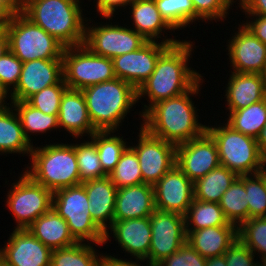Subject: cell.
I'll return each instance as SVG.
<instances>
[{
  "mask_svg": "<svg viewBox=\"0 0 266 266\" xmlns=\"http://www.w3.org/2000/svg\"><path fill=\"white\" fill-rule=\"evenodd\" d=\"M202 82L203 78L182 95L153 104L142 115L144 122L141 124L142 127L152 136L174 145L202 135L206 131V125L198 122L197 110L190 98L191 95L199 93Z\"/></svg>",
  "mask_w": 266,
  "mask_h": 266,
  "instance_id": "cell-1",
  "label": "cell"
},
{
  "mask_svg": "<svg viewBox=\"0 0 266 266\" xmlns=\"http://www.w3.org/2000/svg\"><path fill=\"white\" fill-rule=\"evenodd\" d=\"M192 43L180 41L170 45L159 56L153 73L137 90V100L145 95L149 98L148 106L144 105V112L140 113L141 117L153 104L182 95L203 77L199 72L188 68V59L193 51Z\"/></svg>",
  "mask_w": 266,
  "mask_h": 266,
  "instance_id": "cell-2",
  "label": "cell"
},
{
  "mask_svg": "<svg viewBox=\"0 0 266 266\" xmlns=\"http://www.w3.org/2000/svg\"><path fill=\"white\" fill-rule=\"evenodd\" d=\"M89 118L97 131L117 130L137 100V90L119 78L82 89Z\"/></svg>",
  "mask_w": 266,
  "mask_h": 266,
  "instance_id": "cell-3",
  "label": "cell"
},
{
  "mask_svg": "<svg viewBox=\"0 0 266 266\" xmlns=\"http://www.w3.org/2000/svg\"><path fill=\"white\" fill-rule=\"evenodd\" d=\"M79 0H36L23 14L65 47L84 44L85 24Z\"/></svg>",
  "mask_w": 266,
  "mask_h": 266,
  "instance_id": "cell-4",
  "label": "cell"
},
{
  "mask_svg": "<svg viewBox=\"0 0 266 266\" xmlns=\"http://www.w3.org/2000/svg\"><path fill=\"white\" fill-rule=\"evenodd\" d=\"M32 163L27 173L35 182L55 192L80 185L75 144H49L32 147Z\"/></svg>",
  "mask_w": 266,
  "mask_h": 266,
  "instance_id": "cell-5",
  "label": "cell"
},
{
  "mask_svg": "<svg viewBox=\"0 0 266 266\" xmlns=\"http://www.w3.org/2000/svg\"><path fill=\"white\" fill-rule=\"evenodd\" d=\"M216 142L220 164L238 176L259 173L264 168V156L255 138L223 126H206Z\"/></svg>",
  "mask_w": 266,
  "mask_h": 266,
  "instance_id": "cell-6",
  "label": "cell"
},
{
  "mask_svg": "<svg viewBox=\"0 0 266 266\" xmlns=\"http://www.w3.org/2000/svg\"><path fill=\"white\" fill-rule=\"evenodd\" d=\"M5 30L9 50L21 62L62 59L65 46L23 13H16Z\"/></svg>",
  "mask_w": 266,
  "mask_h": 266,
  "instance_id": "cell-7",
  "label": "cell"
},
{
  "mask_svg": "<svg viewBox=\"0 0 266 266\" xmlns=\"http://www.w3.org/2000/svg\"><path fill=\"white\" fill-rule=\"evenodd\" d=\"M52 208L67 222L70 234L77 242L104 244L105 233L91 218L89 199L82 184L53 192Z\"/></svg>",
  "mask_w": 266,
  "mask_h": 266,
  "instance_id": "cell-8",
  "label": "cell"
},
{
  "mask_svg": "<svg viewBox=\"0 0 266 266\" xmlns=\"http://www.w3.org/2000/svg\"><path fill=\"white\" fill-rule=\"evenodd\" d=\"M62 59L63 79L69 89L82 90L116 78L113 60L92 53L84 44L65 47Z\"/></svg>",
  "mask_w": 266,
  "mask_h": 266,
  "instance_id": "cell-9",
  "label": "cell"
},
{
  "mask_svg": "<svg viewBox=\"0 0 266 266\" xmlns=\"http://www.w3.org/2000/svg\"><path fill=\"white\" fill-rule=\"evenodd\" d=\"M7 195V206L17 222L16 229H27L53 206V192L23 173Z\"/></svg>",
  "mask_w": 266,
  "mask_h": 266,
  "instance_id": "cell-10",
  "label": "cell"
},
{
  "mask_svg": "<svg viewBox=\"0 0 266 266\" xmlns=\"http://www.w3.org/2000/svg\"><path fill=\"white\" fill-rule=\"evenodd\" d=\"M150 225L152 237L147 266H157L187 242L185 216L156 209L150 216Z\"/></svg>",
  "mask_w": 266,
  "mask_h": 266,
  "instance_id": "cell-11",
  "label": "cell"
},
{
  "mask_svg": "<svg viewBox=\"0 0 266 266\" xmlns=\"http://www.w3.org/2000/svg\"><path fill=\"white\" fill-rule=\"evenodd\" d=\"M147 40L133 28L104 24L85 26L84 45L94 54L115 58L140 49Z\"/></svg>",
  "mask_w": 266,
  "mask_h": 266,
  "instance_id": "cell-12",
  "label": "cell"
},
{
  "mask_svg": "<svg viewBox=\"0 0 266 266\" xmlns=\"http://www.w3.org/2000/svg\"><path fill=\"white\" fill-rule=\"evenodd\" d=\"M162 41H147L140 49L113 58L116 78L130 83L138 90L153 73L159 56L170 45L180 42L173 38H164Z\"/></svg>",
  "mask_w": 266,
  "mask_h": 266,
  "instance_id": "cell-13",
  "label": "cell"
},
{
  "mask_svg": "<svg viewBox=\"0 0 266 266\" xmlns=\"http://www.w3.org/2000/svg\"><path fill=\"white\" fill-rule=\"evenodd\" d=\"M140 129L138 145L129 147L137 154L143 183L154 186L175 165L176 145Z\"/></svg>",
  "mask_w": 266,
  "mask_h": 266,
  "instance_id": "cell-14",
  "label": "cell"
},
{
  "mask_svg": "<svg viewBox=\"0 0 266 266\" xmlns=\"http://www.w3.org/2000/svg\"><path fill=\"white\" fill-rule=\"evenodd\" d=\"M175 165L194 183L220 165L216 142L205 131L197 138L176 145Z\"/></svg>",
  "mask_w": 266,
  "mask_h": 266,
  "instance_id": "cell-15",
  "label": "cell"
},
{
  "mask_svg": "<svg viewBox=\"0 0 266 266\" xmlns=\"http://www.w3.org/2000/svg\"><path fill=\"white\" fill-rule=\"evenodd\" d=\"M153 188L157 210L185 216L194 198L193 182L176 165Z\"/></svg>",
  "mask_w": 266,
  "mask_h": 266,
  "instance_id": "cell-16",
  "label": "cell"
},
{
  "mask_svg": "<svg viewBox=\"0 0 266 266\" xmlns=\"http://www.w3.org/2000/svg\"><path fill=\"white\" fill-rule=\"evenodd\" d=\"M63 78V59H37L24 62L18 85L10 92L11 101H26Z\"/></svg>",
  "mask_w": 266,
  "mask_h": 266,
  "instance_id": "cell-17",
  "label": "cell"
},
{
  "mask_svg": "<svg viewBox=\"0 0 266 266\" xmlns=\"http://www.w3.org/2000/svg\"><path fill=\"white\" fill-rule=\"evenodd\" d=\"M239 26L227 45L233 72L266 75V44L244 24Z\"/></svg>",
  "mask_w": 266,
  "mask_h": 266,
  "instance_id": "cell-18",
  "label": "cell"
},
{
  "mask_svg": "<svg viewBox=\"0 0 266 266\" xmlns=\"http://www.w3.org/2000/svg\"><path fill=\"white\" fill-rule=\"evenodd\" d=\"M0 256L9 266H50L52 250L28 229H14Z\"/></svg>",
  "mask_w": 266,
  "mask_h": 266,
  "instance_id": "cell-19",
  "label": "cell"
},
{
  "mask_svg": "<svg viewBox=\"0 0 266 266\" xmlns=\"http://www.w3.org/2000/svg\"><path fill=\"white\" fill-rule=\"evenodd\" d=\"M109 228L123 251L137 261H148L152 237L150 217L113 221Z\"/></svg>",
  "mask_w": 266,
  "mask_h": 266,
  "instance_id": "cell-20",
  "label": "cell"
},
{
  "mask_svg": "<svg viewBox=\"0 0 266 266\" xmlns=\"http://www.w3.org/2000/svg\"><path fill=\"white\" fill-rule=\"evenodd\" d=\"M89 199L90 215L95 224L105 233V243L109 240V225L114 221L117 187L110 178L89 180L81 183ZM109 221V222H108ZM107 222L109 225L107 226Z\"/></svg>",
  "mask_w": 266,
  "mask_h": 266,
  "instance_id": "cell-21",
  "label": "cell"
},
{
  "mask_svg": "<svg viewBox=\"0 0 266 266\" xmlns=\"http://www.w3.org/2000/svg\"><path fill=\"white\" fill-rule=\"evenodd\" d=\"M155 210L152 185L141 183L117 189L114 221L150 217Z\"/></svg>",
  "mask_w": 266,
  "mask_h": 266,
  "instance_id": "cell-22",
  "label": "cell"
},
{
  "mask_svg": "<svg viewBox=\"0 0 266 266\" xmlns=\"http://www.w3.org/2000/svg\"><path fill=\"white\" fill-rule=\"evenodd\" d=\"M59 128L63 127L73 137L91 136L97 130L89 118L82 90L67 88L62 96L58 113Z\"/></svg>",
  "mask_w": 266,
  "mask_h": 266,
  "instance_id": "cell-23",
  "label": "cell"
},
{
  "mask_svg": "<svg viewBox=\"0 0 266 266\" xmlns=\"http://www.w3.org/2000/svg\"><path fill=\"white\" fill-rule=\"evenodd\" d=\"M226 88L229 111H235L266 98V76L256 73L231 72Z\"/></svg>",
  "mask_w": 266,
  "mask_h": 266,
  "instance_id": "cell-24",
  "label": "cell"
},
{
  "mask_svg": "<svg viewBox=\"0 0 266 266\" xmlns=\"http://www.w3.org/2000/svg\"><path fill=\"white\" fill-rule=\"evenodd\" d=\"M187 242L205 258L224 255L238 238L237 226H215L186 230Z\"/></svg>",
  "mask_w": 266,
  "mask_h": 266,
  "instance_id": "cell-25",
  "label": "cell"
},
{
  "mask_svg": "<svg viewBox=\"0 0 266 266\" xmlns=\"http://www.w3.org/2000/svg\"><path fill=\"white\" fill-rule=\"evenodd\" d=\"M27 229L51 250L77 243L70 234L67 222L53 208L41 215Z\"/></svg>",
  "mask_w": 266,
  "mask_h": 266,
  "instance_id": "cell-26",
  "label": "cell"
},
{
  "mask_svg": "<svg viewBox=\"0 0 266 266\" xmlns=\"http://www.w3.org/2000/svg\"><path fill=\"white\" fill-rule=\"evenodd\" d=\"M10 107L0 109V154L23 153L30 156L33 142L31 145L26 139L20 119L11 104Z\"/></svg>",
  "mask_w": 266,
  "mask_h": 266,
  "instance_id": "cell-27",
  "label": "cell"
},
{
  "mask_svg": "<svg viewBox=\"0 0 266 266\" xmlns=\"http://www.w3.org/2000/svg\"><path fill=\"white\" fill-rule=\"evenodd\" d=\"M129 6L134 30L147 41L160 38L162 30H173L161 16L154 0H134Z\"/></svg>",
  "mask_w": 266,
  "mask_h": 266,
  "instance_id": "cell-28",
  "label": "cell"
},
{
  "mask_svg": "<svg viewBox=\"0 0 266 266\" xmlns=\"http://www.w3.org/2000/svg\"><path fill=\"white\" fill-rule=\"evenodd\" d=\"M237 177L235 172L220 164L193 183L194 198L203 202L219 203Z\"/></svg>",
  "mask_w": 266,
  "mask_h": 266,
  "instance_id": "cell-29",
  "label": "cell"
},
{
  "mask_svg": "<svg viewBox=\"0 0 266 266\" xmlns=\"http://www.w3.org/2000/svg\"><path fill=\"white\" fill-rule=\"evenodd\" d=\"M229 112L226 124L235 131L256 139L266 125V98L246 108Z\"/></svg>",
  "mask_w": 266,
  "mask_h": 266,
  "instance_id": "cell-30",
  "label": "cell"
},
{
  "mask_svg": "<svg viewBox=\"0 0 266 266\" xmlns=\"http://www.w3.org/2000/svg\"><path fill=\"white\" fill-rule=\"evenodd\" d=\"M185 225L186 230H198L215 226H236L226 219L219 203L203 202L195 198H193L185 214Z\"/></svg>",
  "mask_w": 266,
  "mask_h": 266,
  "instance_id": "cell-31",
  "label": "cell"
},
{
  "mask_svg": "<svg viewBox=\"0 0 266 266\" xmlns=\"http://www.w3.org/2000/svg\"><path fill=\"white\" fill-rule=\"evenodd\" d=\"M219 206L229 223L239 227L249 219V207L244 187V175L238 176L222 195Z\"/></svg>",
  "mask_w": 266,
  "mask_h": 266,
  "instance_id": "cell-32",
  "label": "cell"
},
{
  "mask_svg": "<svg viewBox=\"0 0 266 266\" xmlns=\"http://www.w3.org/2000/svg\"><path fill=\"white\" fill-rule=\"evenodd\" d=\"M17 113L23 133L26 139L31 143L28 133H46L49 130L59 128L58 115L44 114L40 110L29 105L26 101H10Z\"/></svg>",
  "mask_w": 266,
  "mask_h": 266,
  "instance_id": "cell-33",
  "label": "cell"
},
{
  "mask_svg": "<svg viewBox=\"0 0 266 266\" xmlns=\"http://www.w3.org/2000/svg\"><path fill=\"white\" fill-rule=\"evenodd\" d=\"M112 133L114 131H96L90 136L96 144L101 167L107 175L115 169L120 157L129 147L123 137L114 136Z\"/></svg>",
  "mask_w": 266,
  "mask_h": 266,
  "instance_id": "cell-34",
  "label": "cell"
},
{
  "mask_svg": "<svg viewBox=\"0 0 266 266\" xmlns=\"http://www.w3.org/2000/svg\"><path fill=\"white\" fill-rule=\"evenodd\" d=\"M100 257L91 243L77 242L70 247L52 250L50 266H98Z\"/></svg>",
  "mask_w": 266,
  "mask_h": 266,
  "instance_id": "cell-35",
  "label": "cell"
},
{
  "mask_svg": "<svg viewBox=\"0 0 266 266\" xmlns=\"http://www.w3.org/2000/svg\"><path fill=\"white\" fill-rule=\"evenodd\" d=\"M161 16L173 29H181L195 22L192 0H154Z\"/></svg>",
  "mask_w": 266,
  "mask_h": 266,
  "instance_id": "cell-36",
  "label": "cell"
},
{
  "mask_svg": "<svg viewBox=\"0 0 266 266\" xmlns=\"http://www.w3.org/2000/svg\"><path fill=\"white\" fill-rule=\"evenodd\" d=\"M108 177L117 189L143 183L137 154L130 147L122 154Z\"/></svg>",
  "mask_w": 266,
  "mask_h": 266,
  "instance_id": "cell-37",
  "label": "cell"
},
{
  "mask_svg": "<svg viewBox=\"0 0 266 266\" xmlns=\"http://www.w3.org/2000/svg\"><path fill=\"white\" fill-rule=\"evenodd\" d=\"M77 163L81 182L100 179L108 175L103 171L96 144L91 140L75 144Z\"/></svg>",
  "mask_w": 266,
  "mask_h": 266,
  "instance_id": "cell-38",
  "label": "cell"
},
{
  "mask_svg": "<svg viewBox=\"0 0 266 266\" xmlns=\"http://www.w3.org/2000/svg\"><path fill=\"white\" fill-rule=\"evenodd\" d=\"M244 187L249 207V219L266 217V183L264 174L244 175Z\"/></svg>",
  "mask_w": 266,
  "mask_h": 266,
  "instance_id": "cell-39",
  "label": "cell"
},
{
  "mask_svg": "<svg viewBox=\"0 0 266 266\" xmlns=\"http://www.w3.org/2000/svg\"><path fill=\"white\" fill-rule=\"evenodd\" d=\"M238 238L254 253L266 256V217L251 218L238 227Z\"/></svg>",
  "mask_w": 266,
  "mask_h": 266,
  "instance_id": "cell-40",
  "label": "cell"
},
{
  "mask_svg": "<svg viewBox=\"0 0 266 266\" xmlns=\"http://www.w3.org/2000/svg\"><path fill=\"white\" fill-rule=\"evenodd\" d=\"M67 85L62 78L57 84L46 87L29 97L26 102L44 114L58 115L61 99Z\"/></svg>",
  "mask_w": 266,
  "mask_h": 266,
  "instance_id": "cell-41",
  "label": "cell"
},
{
  "mask_svg": "<svg viewBox=\"0 0 266 266\" xmlns=\"http://www.w3.org/2000/svg\"><path fill=\"white\" fill-rule=\"evenodd\" d=\"M234 0H192L195 9V21L214 20L221 21L227 16L230 6ZM197 19V20H196Z\"/></svg>",
  "mask_w": 266,
  "mask_h": 266,
  "instance_id": "cell-42",
  "label": "cell"
},
{
  "mask_svg": "<svg viewBox=\"0 0 266 266\" xmlns=\"http://www.w3.org/2000/svg\"><path fill=\"white\" fill-rule=\"evenodd\" d=\"M23 62H21L10 50L0 57V85L12 92L18 85ZM12 86V87H10ZM12 88V89H10Z\"/></svg>",
  "mask_w": 266,
  "mask_h": 266,
  "instance_id": "cell-43",
  "label": "cell"
},
{
  "mask_svg": "<svg viewBox=\"0 0 266 266\" xmlns=\"http://www.w3.org/2000/svg\"><path fill=\"white\" fill-rule=\"evenodd\" d=\"M207 258L202 257L188 242L177 252L164 259L157 266H206Z\"/></svg>",
  "mask_w": 266,
  "mask_h": 266,
  "instance_id": "cell-44",
  "label": "cell"
},
{
  "mask_svg": "<svg viewBox=\"0 0 266 266\" xmlns=\"http://www.w3.org/2000/svg\"><path fill=\"white\" fill-rule=\"evenodd\" d=\"M227 266H254L255 254L239 239L224 254Z\"/></svg>",
  "mask_w": 266,
  "mask_h": 266,
  "instance_id": "cell-45",
  "label": "cell"
},
{
  "mask_svg": "<svg viewBox=\"0 0 266 266\" xmlns=\"http://www.w3.org/2000/svg\"><path fill=\"white\" fill-rule=\"evenodd\" d=\"M133 1L134 0H97L96 8L102 17L110 20L112 19L114 12H116V9L130 5Z\"/></svg>",
  "mask_w": 266,
  "mask_h": 266,
  "instance_id": "cell-46",
  "label": "cell"
},
{
  "mask_svg": "<svg viewBox=\"0 0 266 266\" xmlns=\"http://www.w3.org/2000/svg\"><path fill=\"white\" fill-rule=\"evenodd\" d=\"M255 18L253 21L245 22L244 25L258 38L263 44H266V16L249 15ZM255 16V17H254Z\"/></svg>",
  "mask_w": 266,
  "mask_h": 266,
  "instance_id": "cell-47",
  "label": "cell"
},
{
  "mask_svg": "<svg viewBox=\"0 0 266 266\" xmlns=\"http://www.w3.org/2000/svg\"><path fill=\"white\" fill-rule=\"evenodd\" d=\"M238 4L247 15L266 16V0H240Z\"/></svg>",
  "mask_w": 266,
  "mask_h": 266,
  "instance_id": "cell-48",
  "label": "cell"
},
{
  "mask_svg": "<svg viewBox=\"0 0 266 266\" xmlns=\"http://www.w3.org/2000/svg\"><path fill=\"white\" fill-rule=\"evenodd\" d=\"M15 14L7 0H0V28H6Z\"/></svg>",
  "mask_w": 266,
  "mask_h": 266,
  "instance_id": "cell-49",
  "label": "cell"
},
{
  "mask_svg": "<svg viewBox=\"0 0 266 266\" xmlns=\"http://www.w3.org/2000/svg\"><path fill=\"white\" fill-rule=\"evenodd\" d=\"M98 266H140V264H137V261H127V259H118L111 255H101Z\"/></svg>",
  "mask_w": 266,
  "mask_h": 266,
  "instance_id": "cell-50",
  "label": "cell"
},
{
  "mask_svg": "<svg viewBox=\"0 0 266 266\" xmlns=\"http://www.w3.org/2000/svg\"><path fill=\"white\" fill-rule=\"evenodd\" d=\"M10 7L15 13H23L26 11L36 0H7Z\"/></svg>",
  "mask_w": 266,
  "mask_h": 266,
  "instance_id": "cell-51",
  "label": "cell"
},
{
  "mask_svg": "<svg viewBox=\"0 0 266 266\" xmlns=\"http://www.w3.org/2000/svg\"><path fill=\"white\" fill-rule=\"evenodd\" d=\"M258 147L263 156L266 155V125L262 128L256 138Z\"/></svg>",
  "mask_w": 266,
  "mask_h": 266,
  "instance_id": "cell-52",
  "label": "cell"
},
{
  "mask_svg": "<svg viewBox=\"0 0 266 266\" xmlns=\"http://www.w3.org/2000/svg\"><path fill=\"white\" fill-rule=\"evenodd\" d=\"M9 50L8 36L5 28H0V57Z\"/></svg>",
  "mask_w": 266,
  "mask_h": 266,
  "instance_id": "cell-53",
  "label": "cell"
},
{
  "mask_svg": "<svg viewBox=\"0 0 266 266\" xmlns=\"http://www.w3.org/2000/svg\"><path fill=\"white\" fill-rule=\"evenodd\" d=\"M206 266H227L225 256L221 255L207 258Z\"/></svg>",
  "mask_w": 266,
  "mask_h": 266,
  "instance_id": "cell-54",
  "label": "cell"
},
{
  "mask_svg": "<svg viewBox=\"0 0 266 266\" xmlns=\"http://www.w3.org/2000/svg\"><path fill=\"white\" fill-rule=\"evenodd\" d=\"M8 94H10V93H7L6 90L0 85V109L5 108V107H7V105H9V103L5 102L6 96ZM4 104H6V105H4Z\"/></svg>",
  "mask_w": 266,
  "mask_h": 266,
  "instance_id": "cell-55",
  "label": "cell"
},
{
  "mask_svg": "<svg viewBox=\"0 0 266 266\" xmlns=\"http://www.w3.org/2000/svg\"><path fill=\"white\" fill-rule=\"evenodd\" d=\"M0 266H9L1 256H0Z\"/></svg>",
  "mask_w": 266,
  "mask_h": 266,
  "instance_id": "cell-56",
  "label": "cell"
},
{
  "mask_svg": "<svg viewBox=\"0 0 266 266\" xmlns=\"http://www.w3.org/2000/svg\"><path fill=\"white\" fill-rule=\"evenodd\" d=\"M260 260H261V263H262L264 266H266V256L260 258Z\"/></svg>",
  "mask_w": 266,
  "mask_h": 266,
  "instance_id": "cell-57",
  "label": "cell"
},
{
  "mask_svg": "<svg viewBox=\"0 0 266 266\" xmlns=\"http://www.w3.org/2000/svg\"><path fill=\"white\" fill-rule=\"evenodd\" d=\"M261 172L264 174V180L266 183V169H265V167L261 170Z\"/></svg>",
  "mask_w": 266,
  "mask_h": 266,
  "instance_id": "cell-58",
  "label": "cell"
},
{
  "mask_svg": "<svg viewBox=\"0 0 266 266\" xmlns=\"http://www.w3.org/2000/svg\"><path fill=\"white\" fill-rule=\"evenodd\" d=\"M257 263L254 266H264L262 263L256 261Z\"/></svg>",
  "mask_w": 266,
  "mask_h": 266,
  "instance_id": "cell-59",
  "label": "cell"
},
{
  "mask_svg": "<svg viewBox=\"0 0 266 266\" xmlns=\"http://www.w3.org/2000/svg\"><path fill=\"white\" fill-rule=\"evenodd\" d=\"M264 167L266 169V155L264 156Z\"/></svg>",
  "mask_w": 266,
  "mask_h": 266,
  "instance_id": "cell-60",
  "label": "cell"
}]
</instances>
